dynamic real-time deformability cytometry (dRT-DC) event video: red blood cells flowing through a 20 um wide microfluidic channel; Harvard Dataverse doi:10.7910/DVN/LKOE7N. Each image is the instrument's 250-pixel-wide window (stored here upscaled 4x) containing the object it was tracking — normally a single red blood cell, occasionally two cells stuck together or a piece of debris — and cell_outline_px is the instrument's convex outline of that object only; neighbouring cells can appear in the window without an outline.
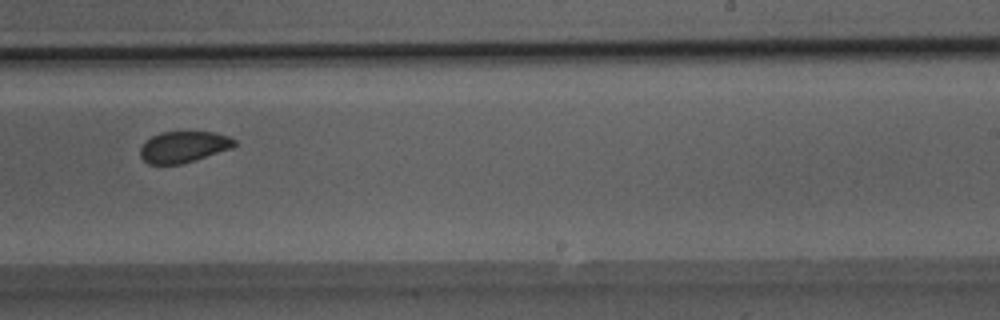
{"species": "Egyptian fruit bat (a non-hibernating species)", "species_latin": "Rousettus aegyptiacus", "temperature_condition": "room temperature", "stored_images_in_passage": 40, "segment_of_instrument_passage": [1, 2], "camera_frame_rate_fps": 3000, "um_per_image_px": 0.085, "animal": {"sex": "male"}, "frame": {"image": 1, "passage_image": 20, "time_ms": 6.333, "image_size_px": [1000, 320], "cell_outline_px": [[236, 144], [232, 148], [184, 164], [148, 164], [140, 156], [140, 148], [144, 140], [160, 132], [212, 132], [228, 136], [236, 140]], "centroid_in_image_um": [15.58, 12.49], "position_along_channel_um": 273.4, "area_um2": 17.28}}
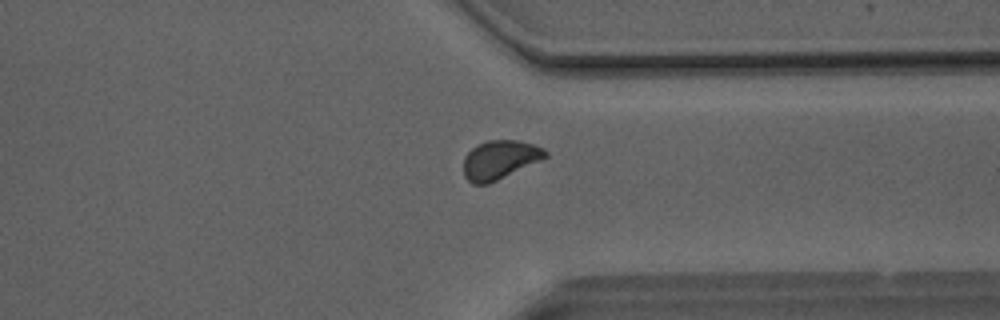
{"frame": {"image": 2, "passage_image": 27, "time_ms": 8.667, "image_size_px": [1000, 320], "cell_outline_px": [[548, 156], [540, 160], [488, 184], [472, 184], [464, 176], [464, 156], [476, 144], [488, 140], [516, 140], [532, 144], [544, 148], [548, 152]], "centroid_in_image_um": [42.46, 13.57], "position_along_channel_um": 368.9, "area_um2": 18.38}}
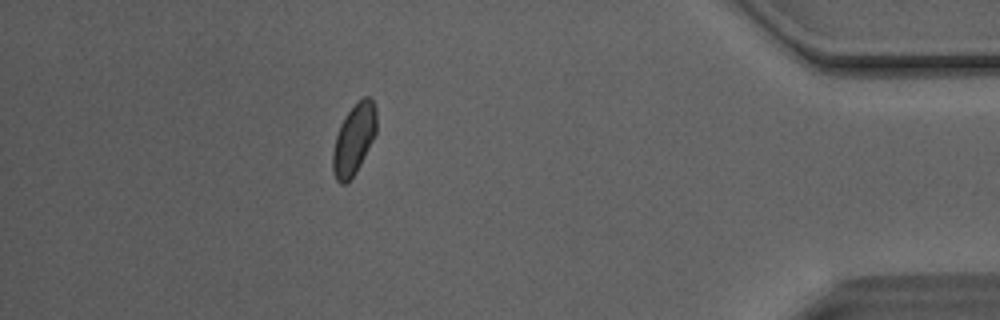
{"frame": {"image": 3, "passage_image": 33, "time_ms": 10.667, "image_size_px": [1000, 320], "cell_outline_px": [[376, 132], [356, 172], [344, 184], [340, 184], [336, 180], [332, 168], [332, 152], [336, 136], [340, 124], [348, 112], [364, 96], [368, 96], [372, 100], [376, 108]], "centroid_in_image_um": [30.06, 11.85], "position_along_channel_um": 405.1, "area_um2": 17.63}}